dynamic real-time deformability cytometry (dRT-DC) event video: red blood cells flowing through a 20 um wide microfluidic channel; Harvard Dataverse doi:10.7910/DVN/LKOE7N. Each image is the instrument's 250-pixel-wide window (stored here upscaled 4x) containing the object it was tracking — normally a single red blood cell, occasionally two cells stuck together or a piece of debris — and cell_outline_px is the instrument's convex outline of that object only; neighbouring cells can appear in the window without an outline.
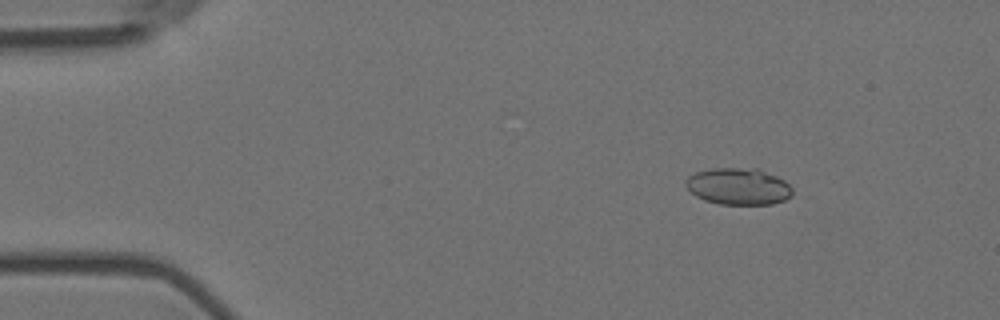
{"species": "Egyptian fruit bat (a non-hibernating species)", "species_latin": "Rousettus aegyptiacus", "temperature_condition": "room temperature", "stored_images_in_passage": 6, "camera_frame_rate_fps": 3000, "um_per_image_px": 0.085, "animal": {"sex": "female"}, "frame": {"image": 1, "passage_image": 1, "time_ms": 0.0, "image_size_px": [1000, 320], "cell_outline_px": [[792, 196], [784, 200], [772, 204], [720, 204], [704, 200], [696, 196], [684, 184], [684, 180], [688, 176], [696, 172], [712, 168], [760, 168], [784, 180], [792, 188]], "centroid_in_image_um": [62.76, 15.83], "position_along_channel_um": 22.2, "area_um2": 22.95}}
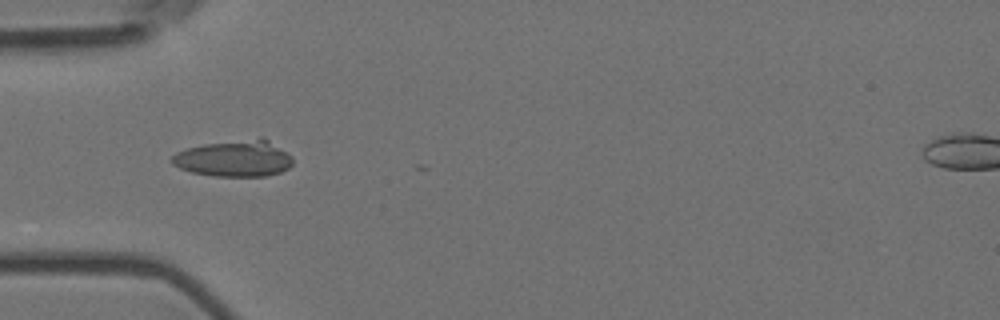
{"frame": {"image": 2, "passage_image": 4, "time_ms": 1.0, "image_size_px": [1000, 320], "cell_outline_px": [[292, 164], [288, 168], [280, 172], [268, 176], [216, 176], [192, 172], [180, 168], [172, 164], [168, 160], [176, 152], [188, 148], [204, 144], [260, 136], [268, 140], [292, 156]], "centroid_in_image_um": [19.91, 13.46], "position_along_channel_um": 65.1, "area_um2": 25.84}}
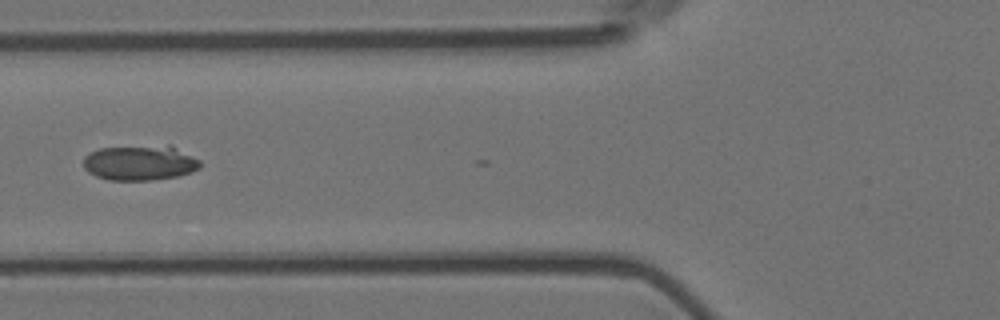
{"frame": {"image": 3, "passage_image": 5, "time_ms": 1.333, "image_size_px": [1000, 320], "cell_outline_px": [[200, 168], [176, 176], [152, 180], [108, 180], [96, 176], [88, 172], [84, 168], [84, 156], [100, 148], [168, 144], [172, 144], [200, 160]], "centroid_in_image_um": [11.9, 13.82], "position_along_channel_um": 113.9, "area_um2": 24.1}}